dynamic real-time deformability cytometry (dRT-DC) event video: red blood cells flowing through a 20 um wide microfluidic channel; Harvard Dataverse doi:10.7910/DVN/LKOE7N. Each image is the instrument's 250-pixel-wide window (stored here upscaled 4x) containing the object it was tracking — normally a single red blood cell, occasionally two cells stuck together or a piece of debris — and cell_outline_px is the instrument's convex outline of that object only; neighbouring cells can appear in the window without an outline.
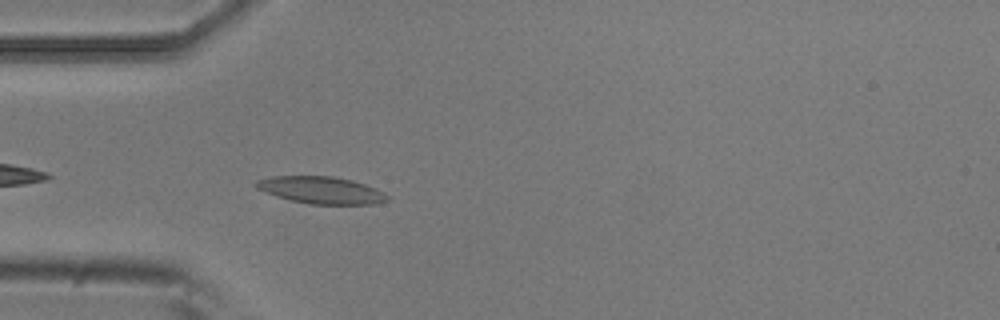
{"species": "common noctule bat (a hibernating species)", "species_latin": "Nyctalus noctula", "temperature_condition": "room temperature", "stored_images_in_passage": 4, "camera_frame_rate_fps": 3000, "um_per_image_px": 0.085, "animal": {"sex": "male", "body_mass_g": 20.5, "forearm_length_mm": 52.5}, "frame": {"image": 1, "passage_image": 4, "time_ms": 1.0, "image_size_px": [1000, 320], "cell_outline_px": [[392, 200], [376, 204], [308, 204], [276, 196], [256, 188], [252, 184], [256, 180], [272, 176], [332, 176], [352, 180], [376, 188], [384, 192]], "centroid_in_image_um": [27.32, 16.16], "position_along_channel_um": 57.7, "area_um2": 20.87}}